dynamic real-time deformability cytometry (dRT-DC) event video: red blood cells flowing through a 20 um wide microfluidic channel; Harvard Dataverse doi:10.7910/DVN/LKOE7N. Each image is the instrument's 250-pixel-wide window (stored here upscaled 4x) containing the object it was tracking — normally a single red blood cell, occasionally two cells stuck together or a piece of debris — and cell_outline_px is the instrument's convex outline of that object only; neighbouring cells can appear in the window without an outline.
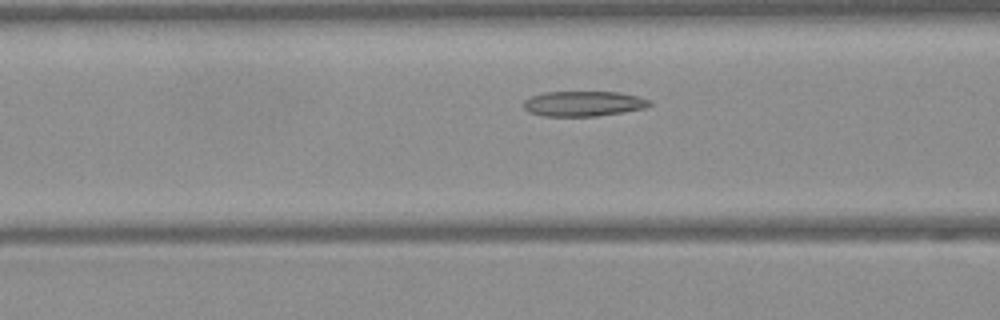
{"species": "Egyptian fruit bat (a non-hibernating species)", "species_latin": "Rousettus aegyptiacus", "temperature_condition": "warm", "stored_images_in_passage": 24, "camera_frame_rate_fps": 3000, "um_per_image_px": 0.085, "frame": {"image": 1, "passage_image": 12, "time_ms": 3.667, "image_size_px": [1000, 320], "cell_outline_px": [[652, 104], [644, 108], [624, 112], [596, 116], [544, 116], [528, 112], [524, 108], [524, 100], [532, 96], [544, 92], [620, 92], [640, 96], [652, 100]], "centroid_in_image_um": [49.63, 8.81], "position_along_channel_um": 117.0, "area_um2": 18.61}}
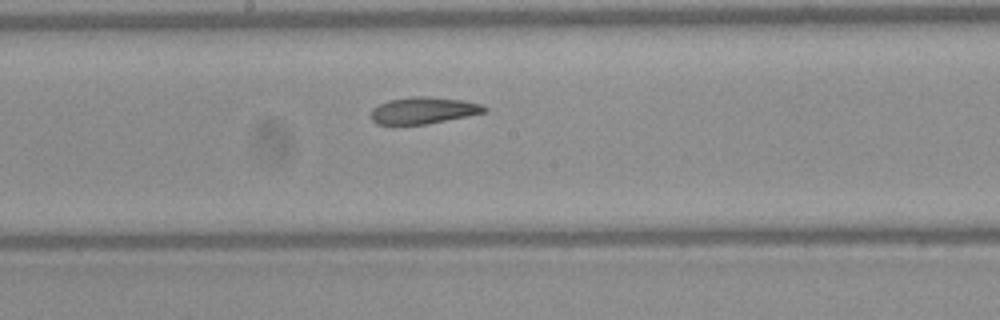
{"frame": {"image": 2, "passage_image": 19, "time_ms": 6.0, "image_size_px": [1000, 320], "cell_outline_px": [[488, 108], [484, 112], [468, 116], [424, 124], [376, 124], [372, 120], [372, 108], [388, 100], [412, 96], [424, 96], [460, 100], [480, 104]], "centroid_in_image_um": [35.96, 9.38], "position_along_channel_um": 212.2, "area_um2": 17.34}}
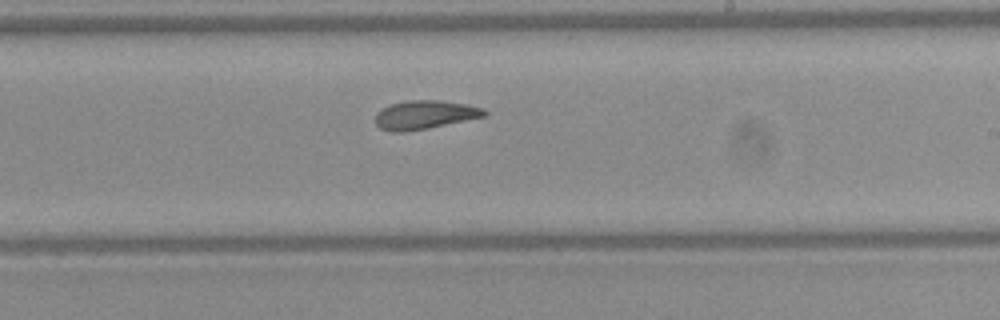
{"frame": {"image": 3, "passage_image": 22, "time_ms": 7.0, "image_size_px": [1000, 320], "cell_outline_px": [[488, 116], [428, 128], [404, 132], [392, 132], [380, 128], [376, 124], [376, 112], [380, 108], [392, 104], [408, 100], [440, 100], [464, 104], [484, 108], [488, 112]], "centroid_in_image_um": [36.12, 9.76], "position_along_channel_um": 252.9, "area_um2": 18.32}}